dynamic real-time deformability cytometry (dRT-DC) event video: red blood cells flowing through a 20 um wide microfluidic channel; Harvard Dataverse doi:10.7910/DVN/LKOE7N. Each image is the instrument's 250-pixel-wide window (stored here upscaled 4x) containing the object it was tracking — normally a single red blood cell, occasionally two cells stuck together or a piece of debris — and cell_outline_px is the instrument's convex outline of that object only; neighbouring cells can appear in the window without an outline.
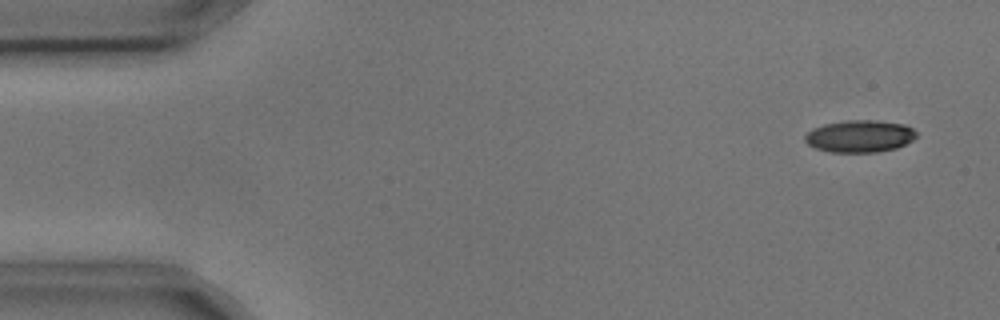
{"species": "common noctule bat (a hibernating species)", "species_latin": "Nyctalus noctula", "temperature_condition": "cold", "stored_images_in_passage": 5, "camera_frame_rate_fps": 3000, "um_per_image_px": 0.085, "animal": {"sex": "male", "body_mass_g": 17.9, "forearm_length_mm": 54.2}, "frame": {"image": 1, "passage_image": 1, "time_ms": 0.0, "image_size_px": [1000, 320], "cell_outline_px": [[916, 136], [912, 140], [896, 148], [876, 152], [828, 152], [816, 148], [808, 144], [804, 140], [804, 136], [812, 128], [824, 124], [844, 120], [876, 120], [904, 124], [912, 128], [916, 132]], "centroid_in_image_um": [73.05, 11.57], "position_along_channel_um": 12.0, "area_um2": 20.92}}